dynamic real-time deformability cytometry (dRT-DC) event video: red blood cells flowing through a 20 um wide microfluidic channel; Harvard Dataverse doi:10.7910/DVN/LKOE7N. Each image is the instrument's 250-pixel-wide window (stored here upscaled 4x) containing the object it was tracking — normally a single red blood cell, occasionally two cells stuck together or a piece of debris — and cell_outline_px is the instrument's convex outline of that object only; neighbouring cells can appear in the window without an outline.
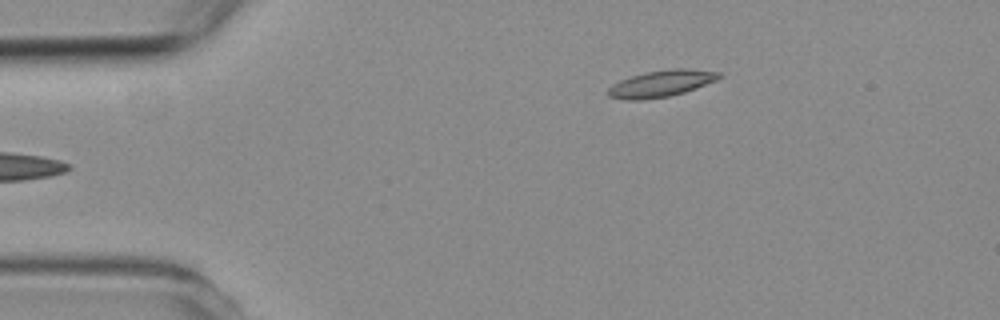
{"species": "common noctule bat (a hibernating species)", "species_latin": "Nyctalus noctula", "temperature_condition": "room temperature", "stored_images_in_passage": 6, "camera_frame_rate_fps": 3000, "um_per_image_px": 0.085, "animal": {"sex": "female", "body_mass_g": 19.3, "forearm_length_mm": 54.1}, "frame": {"image": 1, "passage_image": 6, "time_ms": 8.0, "image_size_px": [1000, 320], "cell_outline_px": [[724, 76], [716, 80], [696, 88], [684, 92], [668, 96], [640, 100], [628, 100], [608, 96], [608, 88], [612, 84], [620, 80], [644, 72], [676, 68], [684, 68], [720, 72]], "centroid_in_image_um": [56.21, 7.09], "position_along_channel_um": 28.8, "area_um2": 17.11}}